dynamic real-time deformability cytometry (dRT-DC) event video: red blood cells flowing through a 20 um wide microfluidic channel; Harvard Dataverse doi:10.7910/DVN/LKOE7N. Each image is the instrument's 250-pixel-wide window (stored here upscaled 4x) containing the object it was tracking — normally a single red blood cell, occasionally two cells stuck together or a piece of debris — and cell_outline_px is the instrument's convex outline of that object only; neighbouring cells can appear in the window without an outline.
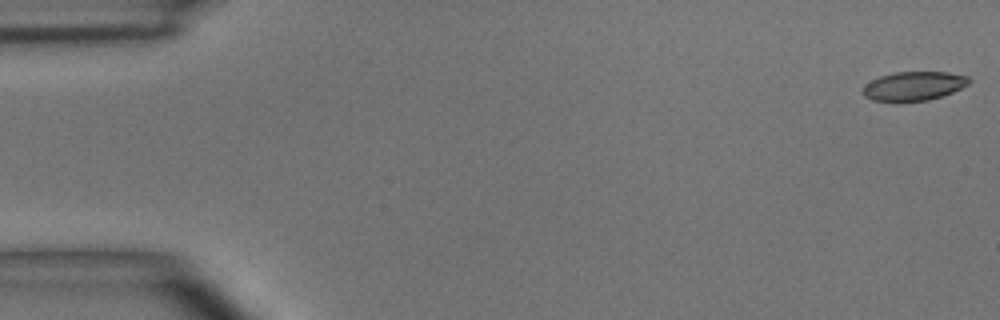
{"species": "common noctule bat (a hibernating species)", "species_latin": "Nyctalus noctula", "temperature_condition": "room temperature", "stored_images_in_passage": 5, "camera_frame_rate_fps": 3000, "um_per_image_px": 0.085, "animal": {"sex": "male", "body_mass_g": 15.6}, "frame": {"image": 1, "passage_image": 1, "time_ms": 0.0, "image_size_px": [1000, 320], "cell_outline_px": [[972, 80], [968, 84], [952, 92], [928, 100], [872, 100], [864, 96], [864, 84], [880, 76], [896, 72], [948, 72], [968, 76]], "centroid_in_image_um": [77.7, 7.28], "position_along_channel_um": 7.3, "area_um2": 17.51}}
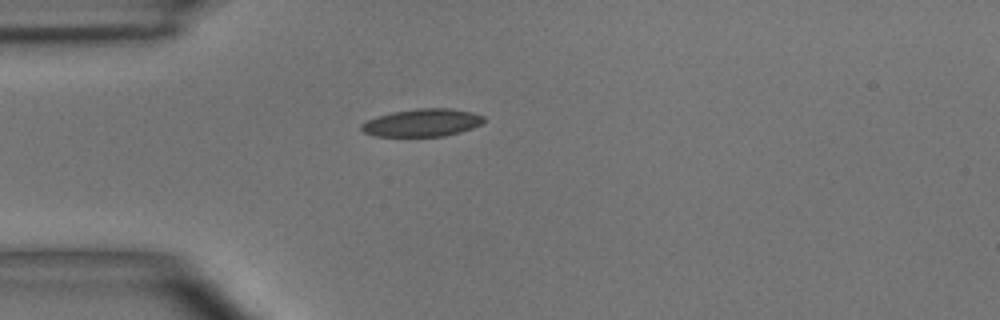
{"frame": {"image": 2, "passage_image": 4, "time_ms": 4.333, "image_size_px": [1000, 320], "cell_outline_px": [[484, 120], [480, 124], [472, 128], [460, 132], [444, 136], [376, 136], [364, 132], [360, 128], [360, 124], [368, 120], [392, 112], [420, 108], [452, 108], [472, 112], [484, 116]], "centroid_in_image_um": [35.9, 10.43], "position_along_channel_um": 49.1, "area_um2": 19.59}}